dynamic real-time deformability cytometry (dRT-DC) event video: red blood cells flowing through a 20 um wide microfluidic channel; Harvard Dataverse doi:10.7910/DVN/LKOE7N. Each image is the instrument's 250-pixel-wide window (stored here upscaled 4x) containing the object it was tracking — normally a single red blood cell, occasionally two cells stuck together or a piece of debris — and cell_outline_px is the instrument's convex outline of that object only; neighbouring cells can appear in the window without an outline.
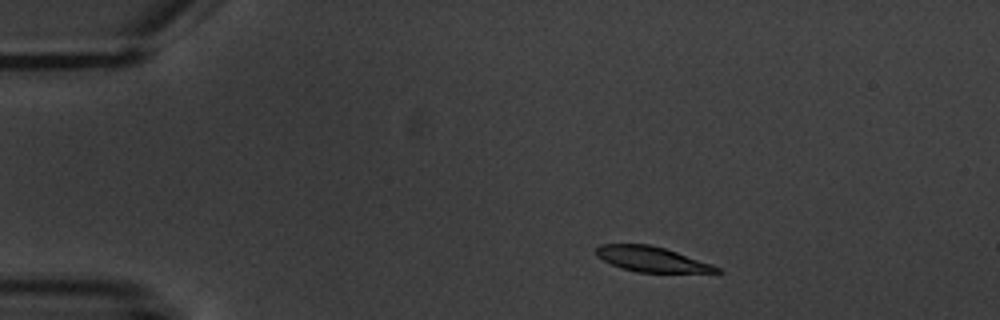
{"species": "common noctule bat (a hibernating species)", "species_latin": "Nyctalus noctula", "temperature_condition": "warm", "stored_images_in_passage": 3, "camera_frame_rate_fps": 3000, "um_per_image_px": 0.085, "animal": {"sex": "male", "body_mass_g": 20.1, "forearm_length_mm": 53.5}, "frame": {"image": 1, "passage_image": 1, "time_ms": 0.0, "image_size_px": [1000, 320], "cell_outline_px": [[724, 272], [636, 272], [620, 268], [596, 256], [596, 248], [600, 244], [648, 244], [664, 248], [712, 264], [720, 268]], "centroid_in_image_um": [55.37, 22.03], "position_along_channel_um": 29.6, "area_um2": 17.46}}